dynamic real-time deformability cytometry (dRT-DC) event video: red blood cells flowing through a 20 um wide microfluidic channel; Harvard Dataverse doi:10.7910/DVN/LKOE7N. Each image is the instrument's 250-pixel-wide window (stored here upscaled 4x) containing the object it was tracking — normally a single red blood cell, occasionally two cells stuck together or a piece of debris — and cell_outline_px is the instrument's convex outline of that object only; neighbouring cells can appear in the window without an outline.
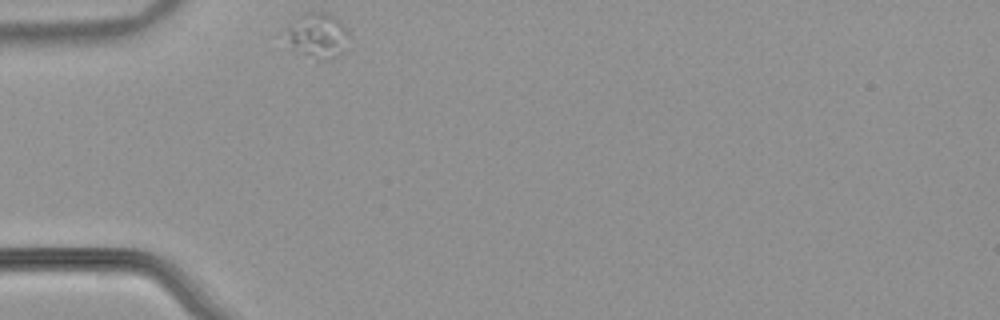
{"species": "common noctule bat (a hibernating species)", "species_latin": "Nyctalus noctula", "temperature_condition": "warm", "stored_images_in_passage": 33, "camera_frame_rate_fps": 3000, "um_per_image_px": 0.085, "animal": {"sex": "male", "body_mass_g": 21.5, "forearm_length_mm": 52.0}, "frame": {"image": 1, "passage_image": 1, "time_ms": 0.0, "image_size_px": [1000, 320], "cell_outline_px": [[348, 36], [344, 52], [324, 60], [316, 60], [292, 44], [288, 32], [288, 28], [300, 16], [308, 12], [328, 12], [340, 20], [344, 24], [348, 32]], "centroid_in_image_um": [27.12, 2.98], "position_along_channel_um": 57.9, "area_um2": 15.66}}
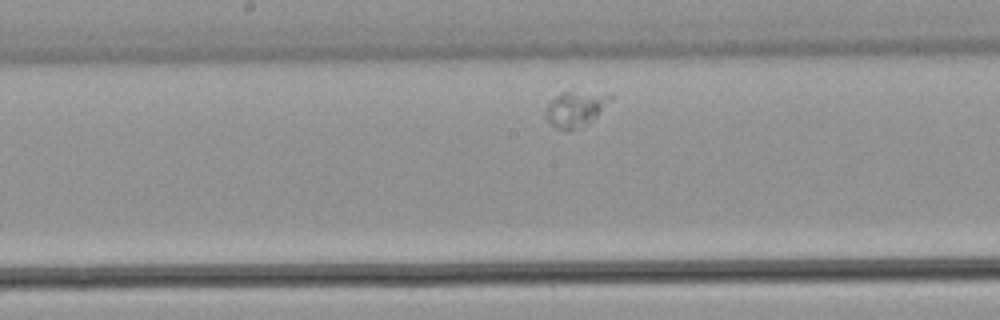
{"frame": {"image": 2, "passage_image": 14, "time_ms": 4.333, "image_size_px": [1000, 320], "cell_outline_px": [[612, 100], [592, 120], [580, 128], [568, 132], [564, 132], [556, 128], [544, 116], [548, 104], [560, 92], [568, 92], [612, 96]], "centroid_in_image_um": [48.86, 9.33], "position_along_channel_um": 199.3, "area_um2": 12.95}}
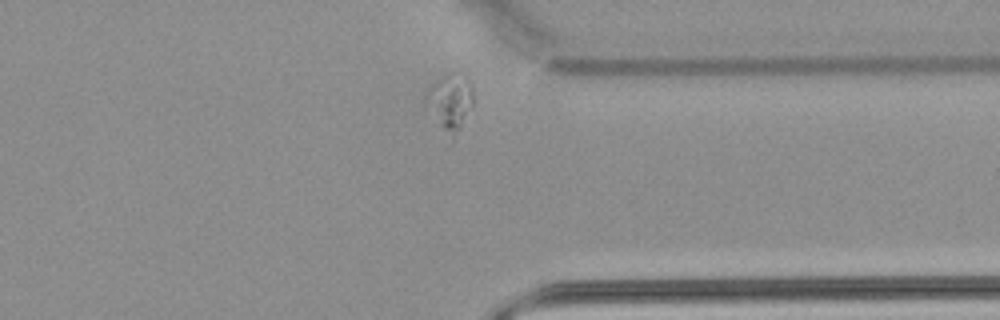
{"frame": {"image": 3, "passage_image": 29, "time_ms": 9.333, "image_size_px": [1000, 320], "cell_outline_px": [[472, 108], [452, 144], [424, 100], [424, 96], [428, 88], [436, 80], [452, 72], [472, 92]], "centroid_in_image_um": [38.21, 8.81], "position_along_channel_um": 373.2, "area_um2": 14.74}}